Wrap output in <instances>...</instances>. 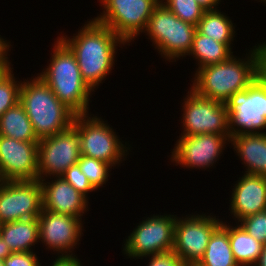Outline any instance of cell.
Listing matches in <instances>:
<instances>
[{"instance_id":"cell-1","label":"cell","mask_w":266,"mask_h":266,"mask_svg":"<svg viewBox=\"0 0 266 266\" xmlns=\"http://www.w3.org/2000/svg\"><path fill=\"white\" fill-rule=\"evenodd\" d=\"M83 25L73 36L68 37L66 32H60L62 35L58 37L75 55L82 79L96 92L114 70L117 51L120 50L118 47L122 50L129 45L112 29L93 18L86 20Z\"/></svg>"},{"instance_id":"cell-2","label":"cell","mask_w":266,"mask_h":266,"mask_svg":"<svg viewBox=\"0 0 266 266\" xmlns=\"http://www.w3.org/2000/svg\"><path fill=\"white\" fill-rule=\"evenodd\" d=\"M244 55L237 57L233 54L227 61L199 68L193 73L190 88L202 97L225 103L230 96L246 89L259 76L256 44Z\"/></svg>"},{"instance_id":"cell-3","label":"cell","mask_w":266,"mask_h":266,"mask_svg":"<svg viewBox=\"0 0 266 266\" xmlns=\"http://www.w3.org/2000/svg\"><path fill=\"white\" fill-rule=\"evenodd\" d=\"M53 43L51 57L37 76L76 115L91 113L89 103L94 91L82 79L75 55L58 36Z\"/></svg>"},{"instance_id":"cell-4","label":"cell","mask_w":266,"mask_h":266,"mask_svg":"<svg viewBox=\"0 0 266 266\" xmlns=\"http://www.w3.org/2000/svg\"><path fill=\"white\" fill-rule=\"evenodd\" d=\"M34 76L23 78L19 102L40 140L69 129L76 114L55 96L39 76Z\"/></svg>"},{"instance_id":"cell-5","label":"cell","mask_w":266,"mask_h":266,"mask_svg":"<svg viewBox=\"0 0 266 266\" xmlns=\"http://www.w3.org/2000/svg\"><path fill=\"white\" fill-rule=\"evenodd\" d=\"M96 113L75 115L72 126L79 132L81 155L107 162L116 169L128 160L133 147Z\"/></svg>"},{"instance_id":"cell-6","label":"cell","mask_w":266,"mask_h":266,"mask_svg":"<svg viewBox=\"0 0 266 266\" xmlns=\"http://www.w3.org/2000/svg\"><path fill=\"white\" fill-rule=\"evenodd\" d=\"M195 32L196 26L184 22L160 2L153 9L143 34L163 61L176 63L190 53Z\"/></svg>"},{"instance_id":"cell-7","label":"cell","mask_w":266,"mask_h":266,"mask_svg":"<svg viewBox=\"0 0 266 266\" xmlns=\"http://www.w3.org/2000/svg\"><path fill=\"white\" fill-rule=\"evenodd\" d=\"M176 218L177 215L172 213H156L144 217L123 240L121 252L124 257L141 260L172 252Z\"/></svg>"},{"instance_id":"cell-8","label":"cell","mask_w":266,"mask_h":266,"mask_svg":"<svg viewBox=\"0 0 266 266\" xmlns=\"http://www.w3.org/2000/svg\"><path fill=\"white\" fill-rule=\"evenodd\" d=\"M229 135L266 133V82L258 76L246 89L225 102Z\"/></svg>"},{"instance_id":"cell-9","label":"cell","mask_w":266,"mask_h":266,"mask_svg":"<svg viewBox=\"0 0 266 266\" xmlns=\"http://www.w3.org/2000/svg\"><path fill=\"white\" fill-rule=\"evenodd\" d=\"M102 7L93 19L109 27L129 46L146 29L153 9L160 0H98ZM138 38V39H137Z\"/></svg>"},{"instance_id":"cell-10","label":"cell","mask_w":266,"mask_h":266,"mask_svg":"<svg viewBox=\"0 0 266 266\" xmlns=\"http://www.w3.org/2000/svg\"><path fill=\"white\" fill-rule=\"evenodd\" d=\"M181 100V135H229V117L225 103L202 97L190 87Z\"/></svg>"},{"instance_id":"cell-11","label":"cell","mask_w":266,"mask_h":266,"mask_svg":"<svg viewBox=\"0 0 266 266\" xmlns=\"http://www.w3.org/2000/svg\"><path fill=\"white\" fill-rule=\"evenodd\" d=\"M181 216H177L175 221L173 252L185 265L197 264L223 218L213 212H194Z\"/></svg>"},{"instance_id":"cell-12","label":"cell","mask_w":266,"mask_h":266,"mask_svg":"<svg viewBox=\"0 0 266 266\" xmlns=\"http://www.w3.org/2000/svg\"><path fill=\"white\" fill-rule=\"evenodd\" d=\"M174 148L168 156L173 166L181 168L201 169L204 171L212 169L218 164L222 154L230 146V135L198 134L193 136H179Z\"/></svg>"},{"instance_id":"cell-13","label":"cell","mask_w":266,"mask_h":266,"mask_svg":"<svg viewBox=\"0 0 266 266\" xmlns=\"http://www.w3.org/2000/svg\"><path fill=\"white\" fill-rule=\"evenodd\" d=\"M39 222V243L55 257H78L75 248L84 236V220L71 215L42 209ZM84 222V223H83ZM75 250V251H74Z\"/></svg>"},{"instance_id":"cell-14","label":"cell","mask_w":266,"mask_h":266,"mask_svg":"<svg viewBox=\"0 0 266 266\" xmlns=\"http://www.w3.org/2000/svg\"><path fill=\"white\" fill-rule=\"evenodd\" d=\"M81 156L79 132L71 126L38 142V179L61 177Z\"/></svg>"},{"instance_id":"cell-15","label":"cell","mask_w":266,"mask_h":266,"mask_svg":"<svg viewBox=\"0 0 266 266\" xmlns=\"http://www.w3.org/2000/svg\"><path fill=\"white\" fill-rule=\"evenodd\" d=\"M43 209L39 179L6 181L0 188V222L37 218Z\"/></svg>"},{"instance_id":"cell-16","label":"cell","mask_w":266,"mask_h":266,"mask_svg":"<svg viewBox=\"0 0 266 266\" xmlns=\"http://www.w3.org/2000/svg\"><path fill=\"white\" fill-rule=\"evenodd\" d=\"M38 142L0 135V169L5 181L38 179Z\"/></svg>"},{"instance_id":"cell-17","label":"cell","mask_w":266,"mask_h":266,"mask_svg":"<svg viewBox=\"0 0 266 266\" xmlns=\"http://www.w3.org/2000/svg\"><path fill=\"white\" fill-rule=\"evenodd\" d=\"M230 188L229 216L234 223L266 210V177L255 174H241Z\"/></svg>"},{"instance_id":"cell-18","label":"cell","mask_w":266,"mask_h":266,"mask_svg":"<svg viewBox=\"0 0 266 266\" xmlns=\"http://www.w3.org/2000/svg\"><path fill=\"white\" fill-rule=\"evenodd\" d=\"M40 183L44 210L71 215L81 220L90 210V200L62 177L40 179Z\"/></svg>"},{"instance_id":"cell-19","label":"cell","mask_w":266,"mask_h":266,"mask_svg":"<svg viewBox=\"0 0 266 266\" xmlns=\"http://www.w3.org/2000/svg\"><path fill=\"white\" fill-rule=\"evenodd\" d=\"M230 144L244 165L242 173L266 177V133L235 135Z\"/></svg>"},{"instance_id":"cell-20","label":"cell","mask_w":266,"mask_h":266,"mask_svg":"<svg viewBox=\"0 0 266 266\" xmlns=\"http://www.w3.org/2000/svg\"><path fill=\"white\" fill-rule=\"evenodd\" d=\"M0 236L12 252H33L39 243L37 218L22 219L1 224Z\"/></svg>"},{"instance_id":"cell-21","label":"cell","mask_w":266,"mask_h":266,"mask_svg":"<svg viewBox=\"0 0 266 266\" xmlns=\"http://www.w3.org/2000/svg\"><path fill=\"white\" fill-rule=\"evenodd\" d=\"M237 25L221 9L205 10L201 17L196 30L207 37H211L216 42L226 44L233 50V44L237 33Z\"/></svg>"},{"instance_id":"cell-22","label":"cell","mask_w":266,"mask_h":266,"mask_svg":"<svg viewBox=\"0 0 266 266\" xmlns=\"http://www.w3.org/2000/svg\"><path fill=\"white\" fill-rule=\"evenodd\" d=\"M197 265L239 266L231 250L227 220L222 221L221 225L212 233L206 251Z\"/></svg>"},{"instance_id":"cell-23","label":"cell","mask_w":266,"mask_h":266,"mask_svg":"<svg viewBox=\"0 0 266 266\" xmlns=\"http://www.w3.org/2000/svg\"><path fill=\"white\" fill-rule=\"evenodd\" d=\"M229 222V241L235 261L239 266L255 265L261 254L263 244L248 234L238 223Z\"/></svg>"},{"instance_id":"cell-24","label":"cell","mask_w":266,"mask_h":266,"mask_svg":"<svg viewBox=\"0 0 266 266\" xmlns=\"http://www.w3.org/2000/svg\"><path fill=\"white\" fill-rule=\"evenodd\" d=\"M233 53L234 51L226 44L216 42L211 37L204 36L196 30L188 56L195 60V65L197 64L195 73L204 66L227 61Z\"/></svg>"},{"instance_id":"cell-25","label":"cell","mask_w":266,"mask_h":266,"mask_svg":"<svg viewBox=\"0 0 266 266\" xmlns=\"http://www.w3.org/2000/svg\"><path fill=\"white\" fill-rule=\"evenodd\" d=\"M0 135L17 141H39L20 102L9 108L0 117Z\"/></svg>"},{"instance_id":"cell-26","label":"cell","mask_w":266,"mask_h":266,"mask_svg":"<svg viewBox=\"0 0 266 266\" xmlns=\"http://www.w3.org/2000/svg\"><path fill=\"white\" fill-rule=\"evenodd\" d=\"M77 164L96 191L105 187L104 185L107 184L110 175H112L110 172L112 169L114 170V167L107 162L83 155L80 156Z\"/></svg>"},{"instance_id":"cell-27","label":"cell","mask_w":266,"mask_h":266,"mask_svg":"<svg viewBox=\"0 0 266 266\" xmlns=\"http://www.w3.org/2000/svg\"><path fill=\"white\" fill-rule=\"evenodd\" d=\"M174 15L197 26L205 9L196 0H160Z\"/></svg>"},{"instance_id":"cell-28","label":"cell","mask_w":266,"mask_h":266,"mask_svg":"<svg viewBox=\"0 0 266 266\" xmlns=\"http://www.w3.org/2000/svg\"><path fill=\"white\" fill-rule=\"evenodd\" d=\"M14 73L15 72L12 71L0 83V117L9 108L15 106L20 100V88L22 80L15 77Z\"/></svg>"},{"instance_id":"cell-29","label":"cell","mask_w":266,"mask_h":266,"mask_svg":"<svg viewBox=\"0 0 266 266\" xmlns=\"http://www.w3.org/2000/svg\"><path fill=\"white\" fill-rule=\"evenodd\" d=\"M238 224L262 244H266V210L241 219Z\"/></svg>"},{"instance_id":"cell-30","label":"cell","mask_w":266,"mask_h":266,"mask_svg":"<svg viewBox=\"0 0 266 266\" xmlns=\"http://www.w3.org/2000/svg\"><path fill=\"white\" fill-rule=\"evenodd\" d=\"M61 177L88 200L90 199L89 194L97 192L89 183L86 175L81 171L78 164L70 166Z\"/></svg>"},{"instance_id":"cell-31","label":"cell","mask_w":266,"mask_h":266,"mask_svg":"<svg viewBox=\"0 0 266 266\" xmlns=\"http://www.w3.org/2000/svg\"><path fill=\"white\" fill-rule=\"evenodd\" d=\"M37 252H12L3 260L4 266H42Z\"/></svg>"},{"instance_id":"cell-32","label":"cell","mask_w":266,"mask_h":266,"mask_svg":"<svg viewBox=\"0 0 266 266\" xmlns=\"http://www.w3.org/2000/svg\"><path fill=\"white\" fill-rule=\"evenodd\" d=\"M148 261L146 266H186L181 259L172 251L160 255L145 257Z\"/></svg>"},{"instance_id":"cell-33","label":"cell","mask_w":266,"mask_h":266,"mask_svg":"<svg viewBox=\"0 0 266 266\" xmlns=\"http://www.w3.org/2000/svg\"><path fill=\"white\" fill-rule=\"evenodd\" d=\"M259 42L256 44L259 53V76L266 82V40Z\"/></svg>"},{"instance_id":"cell-34","label":"cell","mask_w":266,"mask_h":266,"mask_svg":"<svg viewBox=\"0 0 266 266\" xmlns=\"http://www.w3.org/2000/svg\"><path fill=\"white\" fill-rule=\"evenodd\" d=\"M12 47L13 45H11V41L9 42V40H6L4 36L2 37L0 35V64H12V61L10 60Z\"/></svg>"},{"instance_id":"cell-35","label":"cell","mask_w":266,"mask_h":266,"mask_svg":"<svg viewBox=\"0 0 266 266\" xmlns=\"http://www.w3.org/2000/svg\"><path fill=\"white\" fill-rule=\"evenodd\" d=\"M52 260L48 266H84L78 257H55Z\"/></svg>"},{"instance_id":"cell-36","label":"cell","mask_w":266,"mask_h":266,"mask_svg":"<svg viewBox=\"0 0 266 266\" xmlns=\"http://www.w3.org/2000/svg\"><path fill=\"white\" fill-rule=\"evenodd\" d=\"M200 6H202L205 10H214L220 7V4L223 0H196Z\"/></svg>"},{"instance_id":"cell-37","label":"cell","mask_w":266,"mask_h":266,"mask_svg":"<svg viewBox=\"0 0 266 266\" xmlns=\"http://www.w3.org/2000/svg\"><path fill=\"white\" fill-rule=\"evenodd\" d=\"M14 64H0V83L12 72Z\"/></svg>"},{"instance_id":"cell-38","label":"cell","mask_w":266,"mask_h":266,"mask_svg":"<svg viewBox=\"0 0 266 266\" xmlns=\"http://www.w3.org/2000/svg\"><path fill=\"white\" fill-rule=\"evenodd\" d=\"M12 251L10 250L9 246L0 236V259L4 260L6 257L10 256Z\"/></svg>"},{"instance_id":"cell-39","label":"cell","mask_w":266,"mask_h":266,"mask_svg":"<svg viewBox=\"0 0 266 266\" xmlns=\"http://www.w3.org/2000/svg\"><path fill=\"white\" fill-rule=\"evenodd\" d=\"M256 266H266V244H263L261 254L259 255Z\"/></svg>"},{"instance_id":"cell-40","label":"cell","mask_w":266,"mask_h":266,"mask_svg":"<svg viewBox=\"0 0 266 266\" xmlns=\"http://www.w3.org/2000/svg\"><path fill=\"white\" fill-rule=\"evenodd\" d=\"M6 181L4 180V177L2 175L1 169H0V188L4 185Z\"/></svg>"},{"instance_id":"cell-41","label":"cell","mask_w":266,"mask_h":266,"mask_svg":"<svg viewBox=\"0 0 266 266\" xmlns=\"http://www.w3.org/2000/svg\"><path fill=\"white\" fill-rule=\"evenodd\" d=\"M0 266H4L3 260L0 259Z\"/></svg>"},{"instance_id":"cell-42","label":"cell","mask_w":266,"mask_h":266,"mask_svg":"<svg viewBox=\"0 0 266 266\" xmlns=\"http://www.w3.org/2000/svg\"><path fill=\"white\" fill-rule=\"evenodd\" d=\"M261 3L262 4L264 3V5H266V0H262Z\"/></svg>"},{"instance_id":"cell-43","label":"cell","mask_w":266,"mask_h":266,"mask_svg":"<svg viewBox=\"0 0 266 266\" xmlns=\"http://www.w3.org/2000/svg\"><path fill=\"white\" fill-rule=\"evenodd\" d=\"M186 266H198L197 264H190V265H186Z\"/></svg>"}]
</instances>
